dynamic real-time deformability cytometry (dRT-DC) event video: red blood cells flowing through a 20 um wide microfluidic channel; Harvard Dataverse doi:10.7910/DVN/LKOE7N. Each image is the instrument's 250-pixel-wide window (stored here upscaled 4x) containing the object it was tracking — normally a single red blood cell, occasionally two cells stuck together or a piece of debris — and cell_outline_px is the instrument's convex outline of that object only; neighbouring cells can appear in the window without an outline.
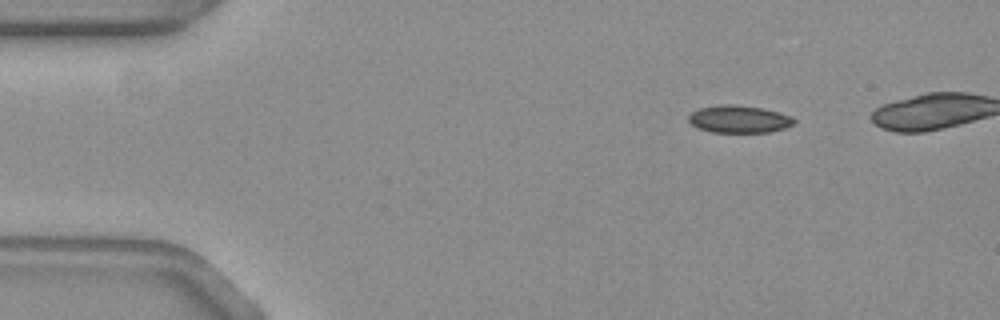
{"species": "common noctule bat (a hibernating species)", "species_latin": "Nyctalus noctula", "temperature_condition": "warm", "stored_images_in_passage": 46, "camera_frame_rate_fps": 3000, "um_per_image_px": 0.085, "animal": {"sex": "female", "body_mass_g": 19.3, "forearm_length_mm": 54.1}, "frame": {"image": 1, "passage_image": 1, "time_ms": 0.0, "image_size_px": [1000, 320], "cell_outline_px": [[796, 120], [792, 124], [784, 128], [768, 132], [712, 132], [696, 128], [688, 120], [688, 116], [692, 112], [700, 108], [720, 104], [732, 104], [764, 108], [792, 116]], "centroid_in_image_um": [62.8, 10.12], "position_along_channel_um": 22.2, "area_um2": 16.88}}
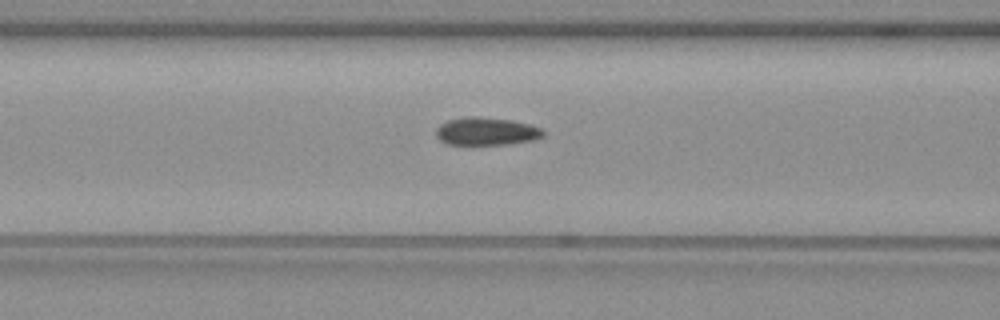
{"frame": {"image": 2, "passage_image": 16, "time_ms": 5.0, "image_size_px": [1000, 320], "cell_outline_px": [[544, 136], [532, 140], [508, 144], [472, 148], [448, 144], [440, 140], [436, 136], [436, 128], [440, 124], [448, 120], [468, 116], [476, 116], [512, 120], [528, 124], [540, 128], [544, 132]], "centroid_in_image_um": [41.28, 11.21], "position_along_channel_um": 125.3, "area_um2": 18.15}}
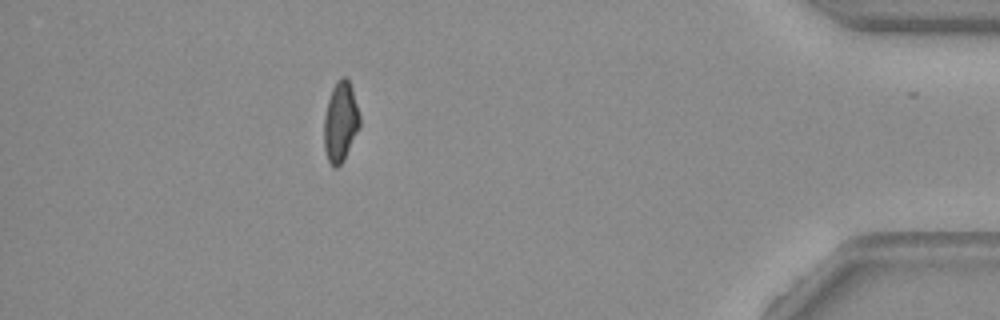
{"frame": {"image": 3, "passage_image": 44, "time_ms": 14.333, "image_size_px": [1000, 320], "cell_outline_px": [[360, 124], [344, 160], [336, 168], [328, 160], [324, 148], [324, 116], [328, 100], [332, 88], [336, 80], [340, 76], [344, 76], [348, 80], [352, 88], [360, 116]], "centroid_in_image_um": [28.93, 10.32], "position_along_channel_um": 406.3, "area_um2": 16.53}, "authors_computed_cell_mechanics": {"area_um2": 17.5134, "velocity_mm_per_s": 3.5943, "shape_relaxation_time_tau1_ms": 5.7649, "shape_relaxation_time_tau2_ms": 1.8764, "deformation_change_tau1": 0.156, "deformation_change_tau2": 0.0749}}